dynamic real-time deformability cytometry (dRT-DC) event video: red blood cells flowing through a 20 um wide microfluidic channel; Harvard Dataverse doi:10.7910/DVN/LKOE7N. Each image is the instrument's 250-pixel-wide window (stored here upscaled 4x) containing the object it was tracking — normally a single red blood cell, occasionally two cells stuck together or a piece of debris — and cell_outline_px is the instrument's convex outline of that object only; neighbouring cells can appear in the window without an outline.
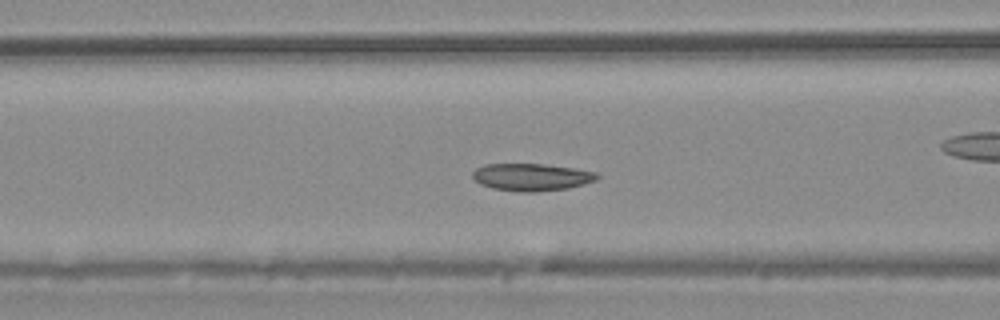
{"species": "common noctule bat (a hibernating species)", "species_latin": "Nyctalus noctula", "temperature_condition": "warm", "stored_images_in_passage": 41, "camera_frame_rate_fps": 3000, "um_per_image_px": 0.085, "animal": {"sex": "male", "body_mass_g": 20.4}, "frame": {"image": 1, "passage_image": 7, "time_ms": 2.0, "image_size_px": [1000, 320], "cell_outline_px": [[600, 176], [596, 180], [584, 184], [568, 188], [536, 192], [520, 192], [492, 188], [480, 184], [472, 176], [472, 172], [476, 168], [484, 164], [544, 164], [572, 168], [596, 172]], "centroid_in_image_um": [45.17, 15.05], "position_along_channel_um": 121.4, "area_um2": 19.83}, "authors_computed_cell_mechanics": {"area_um2": 19.652, "velocity_mm_per_s": 3.709, "shape_relaxation_time_tau1_ms": 6.2569, "shape_relaxation_time_tau2_ms": 3.2127, "deformation_change_tau1": 0.0843, "deformation_change_tau2": 0.0701}}